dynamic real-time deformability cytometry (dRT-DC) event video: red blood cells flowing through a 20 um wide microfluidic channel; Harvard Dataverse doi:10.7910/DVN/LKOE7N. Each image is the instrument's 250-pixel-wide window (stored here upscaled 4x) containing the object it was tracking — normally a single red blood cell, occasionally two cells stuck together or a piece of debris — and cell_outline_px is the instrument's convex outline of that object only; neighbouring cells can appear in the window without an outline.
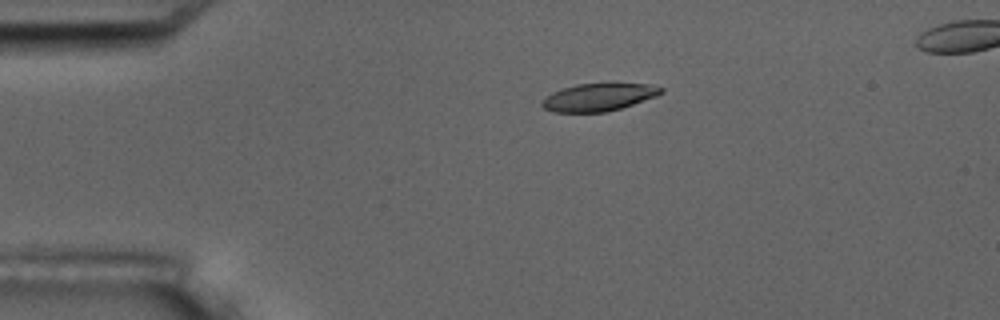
{"species": "common noctule bat (a hibernating species)", "species_latin": "Nyctalus noctula", "temperature_condition": "room temperature", "stored_images_in_passage": 16, "camera_frame_rate_fps": 3000, "um_per_image_px": 0.085, "animal": {"sex": "male", "body_mass_g": 17.5, "forearm_length_mm": 52.3}, "frame": {"image": 1, "passage_image": 3, "time_ms": 3.0, "image_size_px": [1000, 320], "cell_outline_px": [[664, 92], [656, 96], [608, 112], [556, 112], [544, 108], [540, 104], [552, 92], [576, 84], [648, 84], [664, 88]], "centroid_in_image_um": [50.89, 8.26], "position_along_channel_um": 34.1, "area_um2": 18.79}}
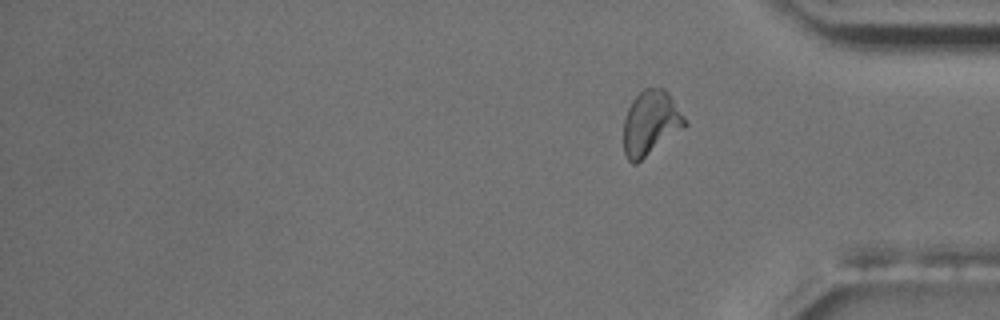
{"frame": {"image": 2, "passage_image": 16, "time_ms": 18.667, "image_size_px": [1000, 320], "cell_outline_px": [[688, 124], [684, 128], [636, 164], [632, 164], [628, 160], [624, 152], [624, 120], [628, 108], [632, 100], [644, 88], [664, 88], [668, 92], [688, 120]], "centroid_in_image_um": [55.32, 10.45], "position_along_channel_um": 379.9, "area_um2": 23.12}, "authors_computed_cell_mechanics": {"area_um2": 20.8369, "velocity_mm_per_s": 3.5835, "shape_relaxation_time_tau1_ms": 4.1889, "shape_relaxation_time_tau2_ms": 1.7681, "deformation_change_tau1": 0.1495, "deformation_change_tau2": 0.0642}}